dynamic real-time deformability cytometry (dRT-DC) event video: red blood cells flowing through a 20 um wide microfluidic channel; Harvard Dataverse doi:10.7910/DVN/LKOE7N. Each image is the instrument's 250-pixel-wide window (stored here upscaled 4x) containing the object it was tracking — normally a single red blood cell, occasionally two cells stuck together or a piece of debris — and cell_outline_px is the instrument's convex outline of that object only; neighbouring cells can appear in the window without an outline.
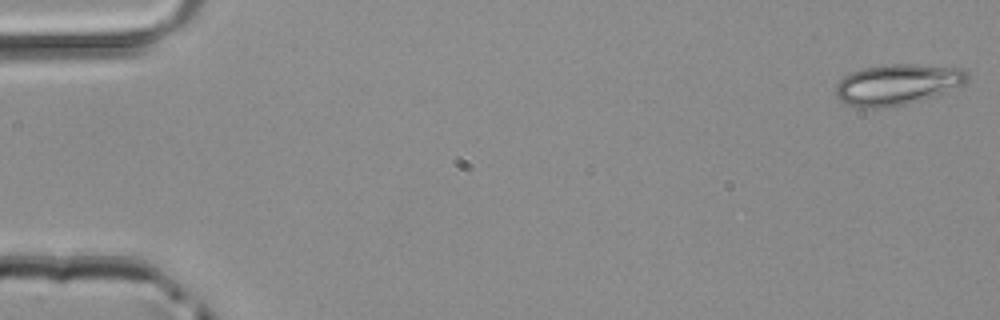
{"species": "common noctule bat (a hibernating species)", "species_latin": "Nyctalus noctula", "temperature_condition": "room temperature", "stored_images_in_passage": 39, "camera_frame_rate_fps": 3000, "um_per_image_px": 0.085, "animal": {"sex": "male", "body_mass_g": 20.4}, "frame": {"image": 1, "passage_image": 1, "time_ms": 0.0, "image_size_px": [1000, 320], "cell_outline_px": [[968, 80], [964, 84], [940, 96], [904, 104], [884, 108], [864, 108], [848, 104], [840, 100], [836, 96], [836, 84], [844, 76], [852, 72], [864, 68], [880, 64], [916, 64], [964, 68], [968, 72]], "centroid_in_image_um": [76.33, 7.17], "position_along_channel_um": 8.7, "area_um2": 31.73}}
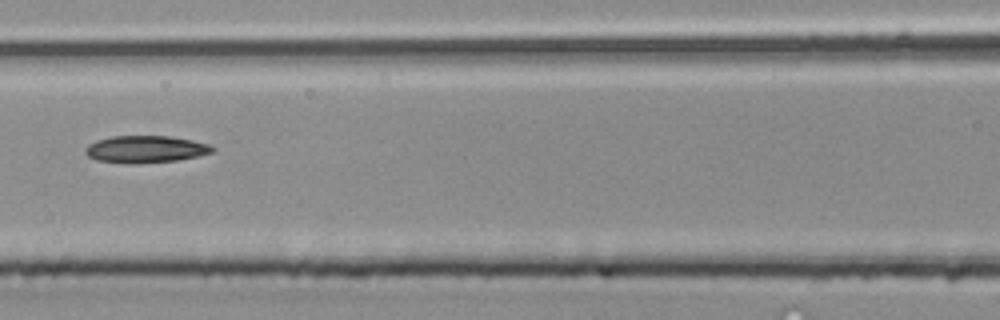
{"frame": {"image": 2, "passage_image": 22, "time_ms": 7.0, "image_size_px": [1000, 320], "cell_outline_px": [[216, 148], [212, 152], [196, 156], [176, 160], [136, 164], [132, 164], [96, 160], [88, 156], [84, 152], [84, 148], [88, 144], [96, 140], [112, 136], [172, 136], [192, 140], [208, 144]], "centroid_in_image_um": [12.33, 12.68], "position_along_channel_um": 154.3, "area_um2": 20.11}}
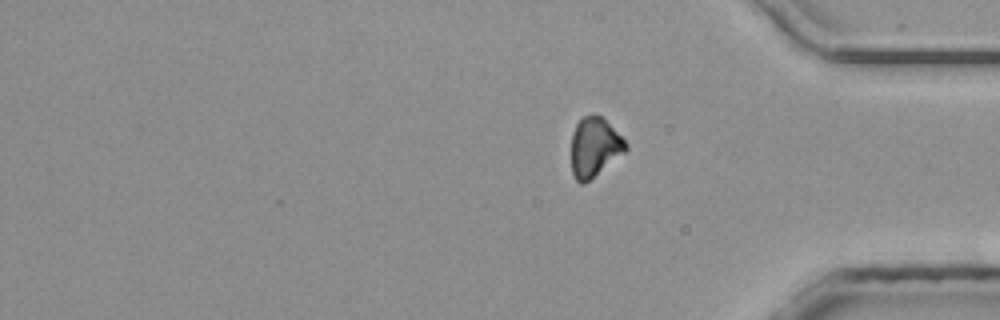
{"frame": {"image": 3, "passage_image": 39, "time_ms": 12.667, "image_size_px": [1000, 320], "cell_outline_px": [[628, 148], [624, 152], [584, 184], [580, 184], [576, 180], [572, 172], [572, 132], [576, 124], [584, 116], [592, 112], [600, 116], [628, 144]], "centroid_in_image_um": [50.5, 12.5], "position_along_channel_um": 384.7, "area_um2": 18.44}}